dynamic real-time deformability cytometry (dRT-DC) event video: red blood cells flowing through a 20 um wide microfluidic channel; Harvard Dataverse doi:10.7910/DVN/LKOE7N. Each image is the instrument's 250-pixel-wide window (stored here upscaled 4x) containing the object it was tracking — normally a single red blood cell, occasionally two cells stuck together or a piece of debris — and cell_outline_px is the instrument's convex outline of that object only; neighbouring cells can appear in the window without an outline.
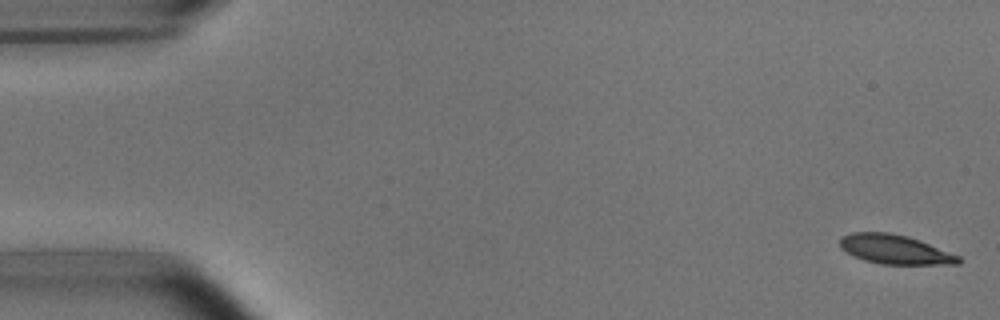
{"species": "common noctule bat (a hibernating species)", "species_latin": "Nyctalus noctula", "temperature_condition": "room temperature", "stored_images_in_passage": 52, "camera_frame_rate_fps": 3000, "um_per_image_px": 0.085, "animal": {"sex": "male", "body_mass_g": 15.6}, "frame": {"image": 1, "passage_image": 1, "time_ms": 0.0, "image_size_px": [1000, 320], "cell_outline_px": [[964, 260], [960, 264], [880, 264], [864, 260], [852, 256], [840, 248], [840, 236], [852, 232], [888, 232], [908, 236], [920, 240], [960, 256]], "centroid_in_image_um": [76.06, 21.2], "position_along_channel_um": 8.9, "area_um2": 20.46}}
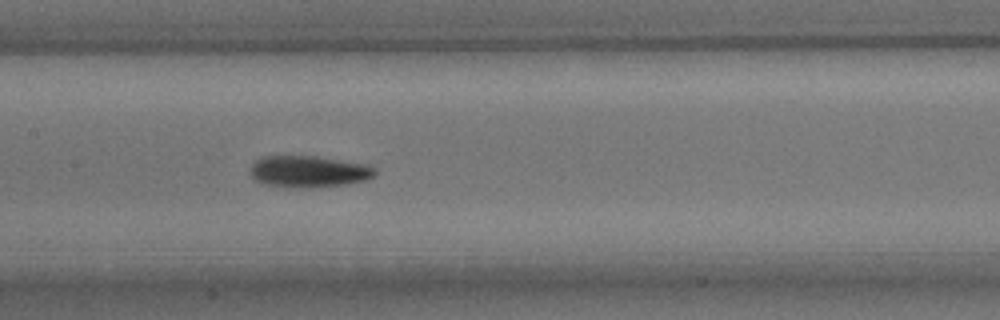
{"frame": {"image": 2, "passage_image": 25, "time_ms": 8.0, "image_size_px": [1000, 320], "cell_outline_px": [[376, 172], [372, 176], [364, 180], [344, 184], [312, 188], [284, 188], [260, 184], [252, 180], [252, 164], [256, 160], [264, 156], [316, 156], [364, 164], [376, 168]], "centroid_in_image_um": [26.16, 14.6], "position_along_channel_um": 181.2, "area_um2": 23.12}}
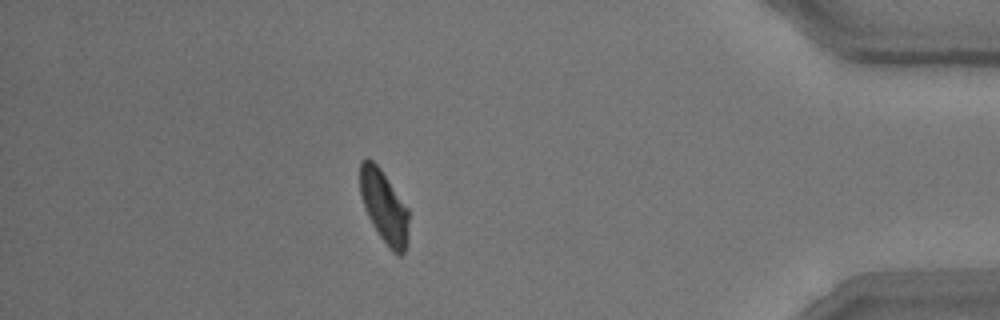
{"frame": {"image": 3, "passage_image": 46, "time_ms": 15.0, "image_size_px": [1000, 320], "cell_outline_px": [[408, 244], [404, 252], [400, 256], [392, 252], [380, 236], [372, 224], [368, 216], [360, 192], [360, 160], [368, 156], [380, 168], [408, 208]], "centroid_in_image_um": [32.65, 17.56], "position_along_channel_um": 402.5, "area_um2": 20.58}, "authors_computed_cell_mechanics": {"area_um2": 21.6172, "velocity_mm_per_s": 3.7869, "shape_relaxation_time_tau1_ms": 2.5506, "shape_relaxation_time_tau2_ms": 3.8631, "deformation_change_tau1": 0.1391, "deformation_change_tau2": 0.1064}}